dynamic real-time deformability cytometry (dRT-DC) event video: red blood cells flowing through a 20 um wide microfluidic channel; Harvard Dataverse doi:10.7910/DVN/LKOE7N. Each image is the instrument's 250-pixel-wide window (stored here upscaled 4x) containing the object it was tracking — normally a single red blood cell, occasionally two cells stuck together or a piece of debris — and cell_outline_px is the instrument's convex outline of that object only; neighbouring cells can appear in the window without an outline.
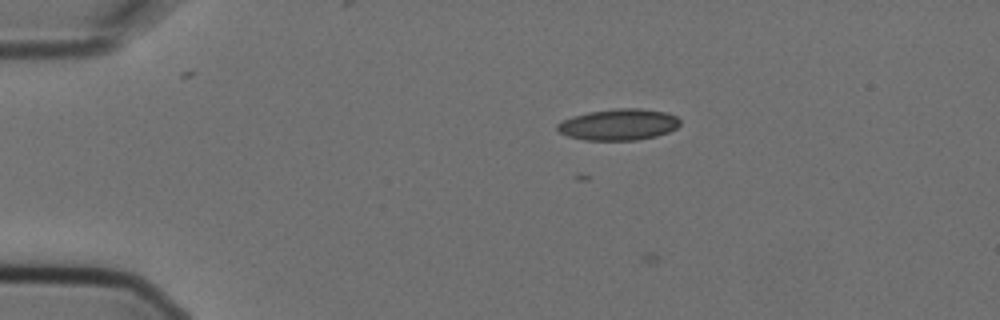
{"species": "Egyptian fruit bat (a non-hibernating species)", "species_latin": "Rousettus aegyptiacus", "temperature_condition": "cold", "stored_images_in_passage": 3, "camera_frame_rate_fps": 3000, "um_per_image_px": 0.085, "animal": {"sex": "female"}, "frame": {"image": 1, "passage_image": 1, "time_ms": 0.0, "image_size_px": [1000, 320], "cell_outline_px": [[680, 124], [676, 128], [668, 132], [656, 136], [636, 140], [584, 140], [568, 136], [560, 132], [556, 128], [556, 124], [572, 116], [588, 112], [616, 108], [640, 108], [668, 112], [676, 116], [680, 120]], "centroid_in_image_um": [52.6, 10.58], "position_along_channel_um": 32.4, "area_um2": 22.48}}